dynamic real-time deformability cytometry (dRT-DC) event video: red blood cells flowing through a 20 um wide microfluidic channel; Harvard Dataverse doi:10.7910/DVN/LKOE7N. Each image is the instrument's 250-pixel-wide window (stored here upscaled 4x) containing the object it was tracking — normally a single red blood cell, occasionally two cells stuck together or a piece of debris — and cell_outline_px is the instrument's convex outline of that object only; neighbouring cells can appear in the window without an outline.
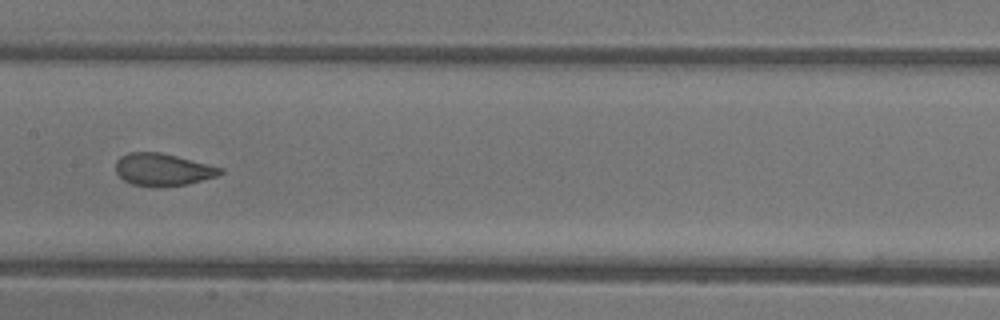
{"species": "common noctule bat (a hibernating species)", "species_latin": "Nyctalus noctula", "temperature_condition": "warm", "stored_images_in_passage": 36, "camera_frame_rate_fps": 3000, "um_per_image_px": 0.085, "animal": {"sex": "female"}, "frame": {"image": 1, "passage_image": 16, "time_ms": 5.0, "image_size_px": [1000, 320], "cell_outline_px": [[224, 172], [216, 176], [188, 184], [164, 188], [156, 188], [132, 184], [124, 180], [116, 172], [116, 160], [120, 156], [128, 152], [160, 152], [224, 168]], "centroid_in_image_um": [13.83, 14.43], "position_along_channel_um": 193.6, "area_um2": 19.94}, "authors_computed_cell_mechanics": {"area_um2": 20.5768, "velocity_mm_per_s": 3.9055, "shape_relaxation_time_tau1_ms": 9.6317, "shape_relaxation_time_tau2_ms": 0.816, "deformation_change_tau1": 0.2143, "deformation_change_tau2": 0.0629}}